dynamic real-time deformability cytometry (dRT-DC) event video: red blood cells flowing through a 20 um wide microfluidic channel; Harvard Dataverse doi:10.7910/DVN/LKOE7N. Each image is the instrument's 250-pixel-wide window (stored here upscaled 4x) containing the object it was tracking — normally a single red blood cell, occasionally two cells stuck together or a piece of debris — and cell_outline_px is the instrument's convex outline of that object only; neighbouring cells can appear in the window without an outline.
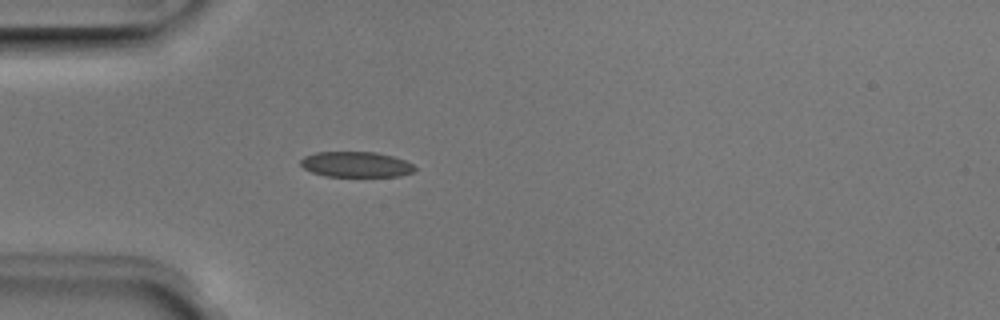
{"species": "Egyptian fruit bat (a non-hibernating species)", "species_latin": "Rousettus aegyptiacus", "temperature_condition": "room temperature", "stored_images_in_passage": 1, "camera_frame_rate_fps": 3000, "um_per_image_px": 0.085, "animal": {"sex": "male"}, "frame": {"image": 1, "passage_image": 1, "time_ms": 0.0, "image_size_px": [1000, 320], "cell_outline_px": [[416, 168], [412, 172], [400, 176], [324, 176], [312, 172], [304, 168], [300, 164], [300, 160], [304, 156], [316, 152], [376, 152], [392, 156], [404, 160], [412, 164]], "centroid_in_image_um": [30.24, 13.97], "position_along_channel_um": 54.8, "area_um2": 16.88}}